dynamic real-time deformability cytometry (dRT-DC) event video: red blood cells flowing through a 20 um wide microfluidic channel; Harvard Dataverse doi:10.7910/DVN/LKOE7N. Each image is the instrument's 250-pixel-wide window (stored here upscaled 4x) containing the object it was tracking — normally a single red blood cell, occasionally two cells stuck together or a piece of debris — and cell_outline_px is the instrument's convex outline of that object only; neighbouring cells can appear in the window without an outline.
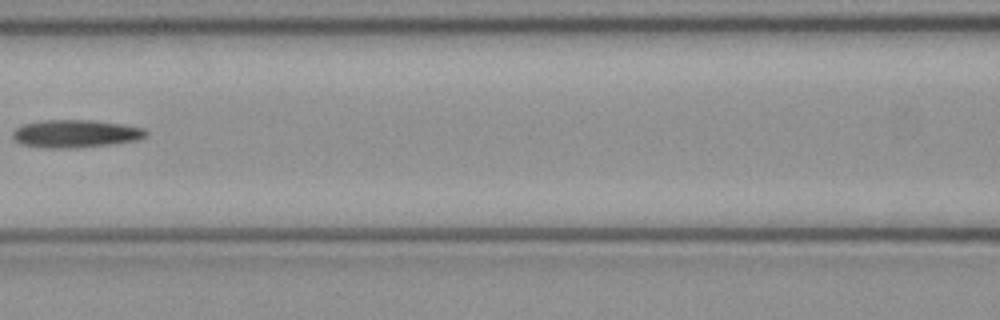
{"species": "common noctule bat (a hibernating species)", "species_latin": "Nyctalus noctula", "temperature_condition": "cold", "stored_images_in_passage": 6, "camera_frame_rate_fps": 3000, "um_per_image_px": 0.085, "animal": {"sex": "female", "body_mass_g": 21.9}, "frame": {"image": 1, "passage_image": 6, "time_ms": 1.667, "image_size_px": [1000, 320], "cell_outline_px": [[148, 132], [144, 136], [136, 140], [112, 144], [72, 148], [44, 148], [20, 144], [12, 136], [12, 132], [16, 128], [24, 124], [44, 120], [92, 120], [124, 124], [144, 128]], "centroid_in_image_um": [6.41, 11.36], "position_along_channel_um": 160.2, "area_um2": 21.56}}